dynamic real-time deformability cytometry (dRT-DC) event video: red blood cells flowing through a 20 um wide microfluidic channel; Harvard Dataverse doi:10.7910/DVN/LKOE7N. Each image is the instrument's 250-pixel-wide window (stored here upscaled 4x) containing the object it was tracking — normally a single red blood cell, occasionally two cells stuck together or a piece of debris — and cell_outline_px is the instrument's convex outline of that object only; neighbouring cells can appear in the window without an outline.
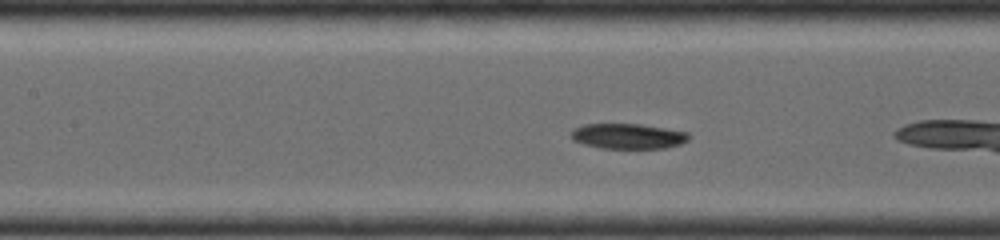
{"species": "common noctule bat (a hibernating species)", "species_latin": "Nyctalus noctula", "temperature_condition": "room temperature", "stored_images_in_passage": 24, "camera_frame_rate_fps": 4000, "um_per_image_px": 0.085, "animal": {"sex": "female", "body_mass_g": 19.0, "forearm_length_mm": 56.7}, "frame": {"image": 1, "passage_image": 8, "time_ms": 2.25, "image_size_px": [1000, 240], "cell_outline_px": [[692, 136], [688, 140], [680, 144], [664, 148], [600, 148], [584, 144], [572, 140], [572, 132], [576, 128], [584, 124], [640, 124], [688, 132]], "centroid_in_image_um": [53.41, 11.58], "position_along_channel_um": 154.0, "area_um2": 17.22}}
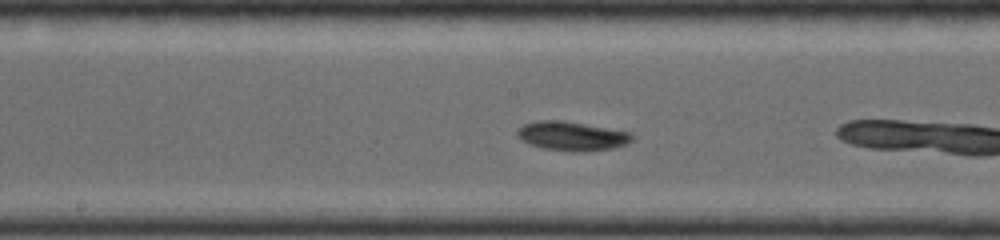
{"frame": {"image": 2, "passage_image": 11, "time_ms": 3.25, "image_size_px": [1000, 240], "cell_outline_px": [[636, 136], [628, 144], [612, 148], [544, 148], [528, 144], [520, 140], [516, 136], [516, 132], [524, 124], [540, 120], [560, 120], [632, 132]], "centroid_in_image_um": [48.6, 11.5], "position_along_channel_um": 199.6, "area_um2": 18.5}}
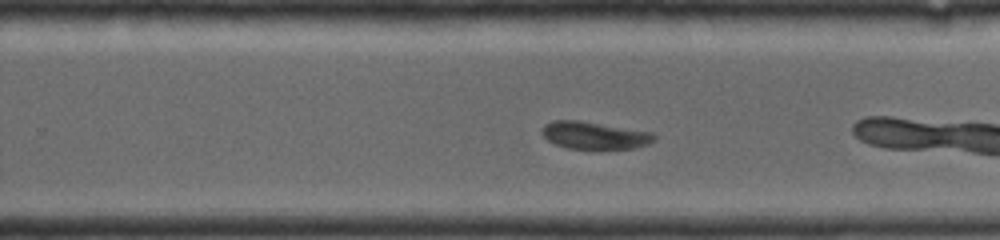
{"frame": {"image": 3, "passage_image": 17, "time_ms": 5.0, "image_size_px": [1000, 240], "cell_outline_px": [[656, 140], [648, 144], [632, 148], [596, 152], [568, 148], [556, 144], [548, 140], [544, 136], [544, 124], [552, 120], [580, 120], [652, 132], [656, 136]], "centroid_in_image_um": [50.57, 11.55], "position_along_channel_um": 279.2, "area_um2": 18.55}}